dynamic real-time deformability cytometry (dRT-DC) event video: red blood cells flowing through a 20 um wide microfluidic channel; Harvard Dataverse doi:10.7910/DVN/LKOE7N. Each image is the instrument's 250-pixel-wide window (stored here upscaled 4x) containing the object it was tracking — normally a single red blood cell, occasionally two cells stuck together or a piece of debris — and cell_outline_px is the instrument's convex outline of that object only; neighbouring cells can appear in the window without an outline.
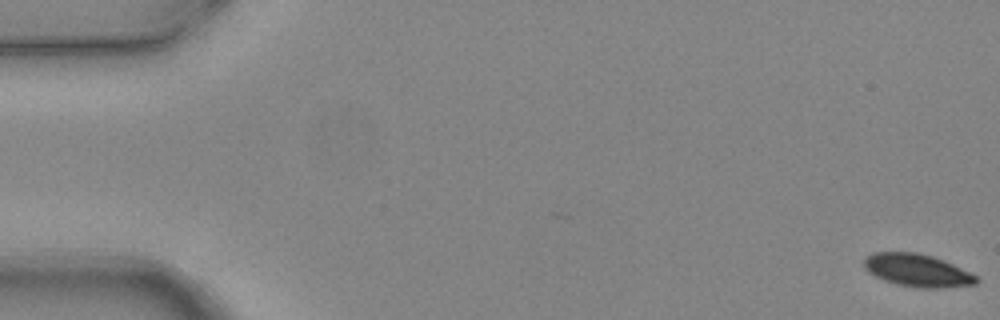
{"species": "common noctule bat (a hibernating species)", "species_latin": "Nyctalus noctula", "temperature_condition": "warm", "stored_images_in_passage": 5, "camera_frame_rate_fps": 3000, "um_per_image_px": 0.085, "animal": {"sex": "female", "body_mass_g": 24.6, "forearm_length_mm": 56.2}, "frame": {"image": 1, "passage_image": 5, "time_ms": 1.333, "image_size_px": [1000, 320], "cell_outline_px": [[980, 280], [976, 284], [944, 288], [916, 288], [896, 284], [884, 280], [868, 272], [864, 268], [864, 256], [872, 252], [916, 252], [932, 256], [944, 260], [976, 276]], "centroid_in_image_um": [77.94, 22.98], "position_along_channel_um": 7.1, "area_um2": 21.5}}